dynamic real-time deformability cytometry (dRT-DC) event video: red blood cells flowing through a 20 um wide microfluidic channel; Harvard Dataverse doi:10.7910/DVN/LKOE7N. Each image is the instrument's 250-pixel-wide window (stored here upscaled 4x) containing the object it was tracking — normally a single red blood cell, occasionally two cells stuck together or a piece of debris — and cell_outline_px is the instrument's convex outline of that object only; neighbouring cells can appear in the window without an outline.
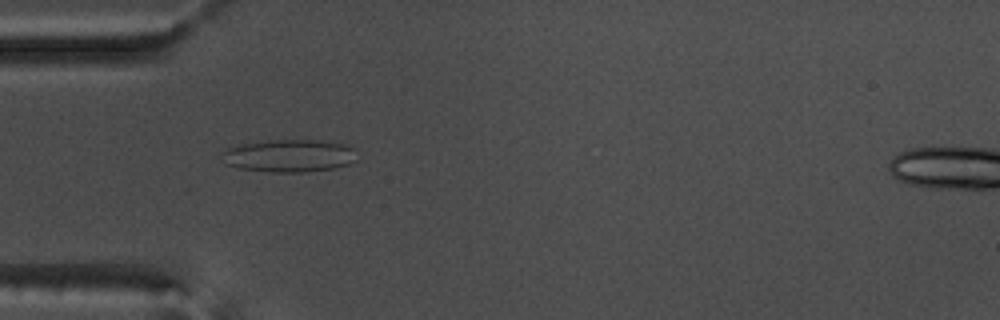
{"species": "common noctule bat (a hibernating species)", "species_latin": "Nyctalus noctula", "temperature_condition": "warm", "stored_images_in_passage": 47, "camera_frame_rate_fps": 3000, "um_per_image_px": 0.085, "animal": {"sex": "male", "body_mass_g": 17.5, "forearm_length_mm": 52.3}, "frame": {"image": 1, "passage_image": 9, "time_ms": 2.667, "image_size_px": [1000, 320], "cell_outline_px": [[356, 160], [348, 164], [332, 168], [308, 172], [268, 172], [240, 168], [224, 164], [220, 152], [228, 148], [240, 144], [268, 140], [320, 140], [348, 144], [352, 148]], "centroid_in_image_um": [24.54, 13.23], "position_along_channel_um": 60.5, "area_um2": 25.84}}
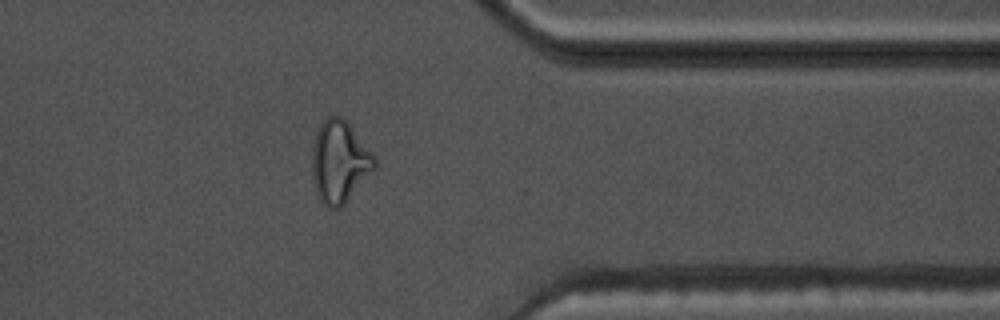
{"frame": {"image": 2, "passage_image": 36, "time_ms": 11.667, "image_size_px": [1000, 320], "cell_outline_px": [[376, 168], [344, 204], [340, 208], [328, 208], [320, 200], [316, 192], [312, 176], [312, 152], [316, 132], [320, 124], [328, 116], [340, 116], [348, 120], [376, 156]], "centroid_in_image_um": [28.88, 13.72], "position_along_channel_um": 382.5, "area_um2": 30.23}}
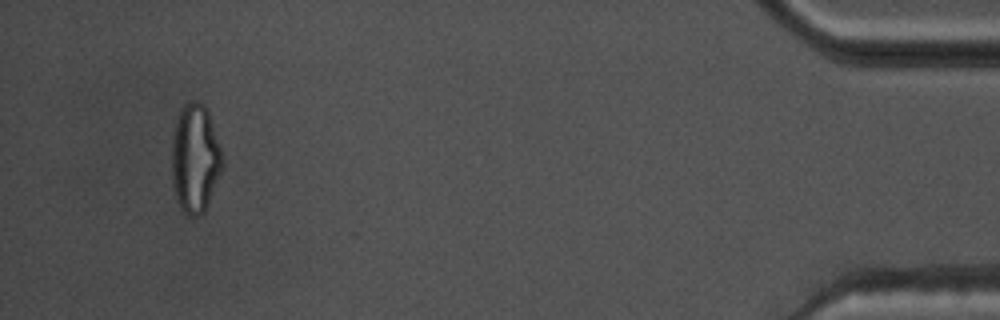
{"frame": {"image": 3, "passage_image": 44, "time_ms": 14.333, "image_size_px": [1000, 320], "cell_outline_px": [[224, 160], [208, 204], [204, 212], [196, 216], [188, 216], [180, 208], [176, 196], [172, 180], [172, 132], [180, 108], [184, 104], [192, 100], [196, 100], [204, 104], [208, 108], [220, 144]], "centroid_in_image_um": [16.58, 13.41], "position_along_channel_um": 418.6, "area_um2": 32.37}, "authors_computed_cell_mechanics": {"area_um2": 25.0274, "velocity_mm_per_s": 3.7258, "shape_relaxation_time_tau1_ms": null, "shape_relaxation_time_tau2_ms": 1.4144, "deformation_change_tau1": null, "deformation_change_tau2": 0.0872}}